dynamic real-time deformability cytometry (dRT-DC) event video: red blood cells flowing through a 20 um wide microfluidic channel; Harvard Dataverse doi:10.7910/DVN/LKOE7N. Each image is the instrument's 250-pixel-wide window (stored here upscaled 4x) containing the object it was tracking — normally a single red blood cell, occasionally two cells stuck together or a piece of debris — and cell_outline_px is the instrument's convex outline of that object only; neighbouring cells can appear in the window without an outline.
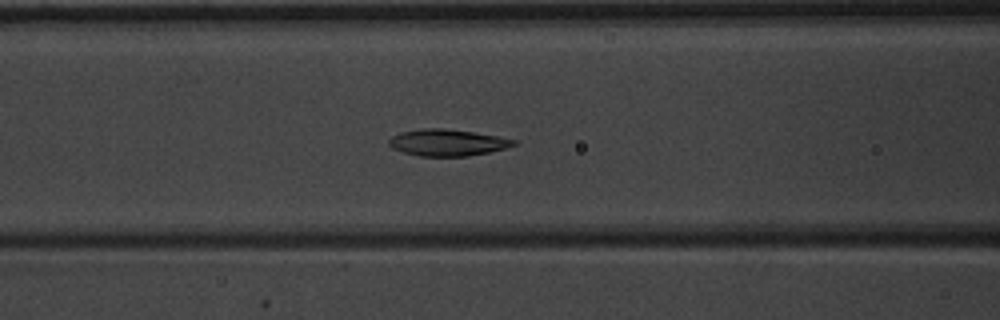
{"species": "common noctule bat (a hibernating species)", "species_latin": "Nyctalus noctula", "temperature_condition": "warm", "stored_images_in_passage": 52, "camera_frame_rate_fps": 3000, "um_per_image_px": 0.085, "animal": {"sex": "male", "body_mass_g": 20.1, "forearm_length_mm": 53.5}, "frame": {"image": 1, "passage_image": 22, "time_ms": 7.0, "image_size_px": [1000, 320], "cell_outline_px": [[516, 144], [504, 148], [488, 152], [468, 156], [420, 156], [404, 152], [392, 148], [388, 144], [388, 140], [392, 136], [400, 132], [424, 128], [444, 128], [472, 132], [496, 136], [516, 140]], "centroid_in_image_um": [37.98, 12.11], "position_along_channel_um": 128.6, "area_um2": 19.13}}
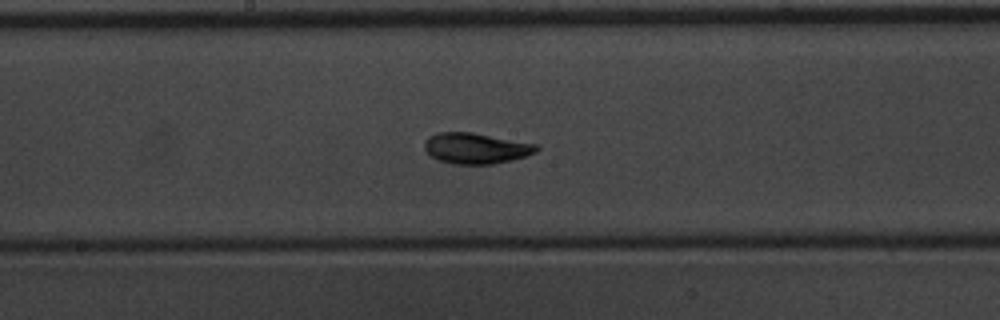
{"frame": {"image": 2, "passage_image": 28, "time_ms": 9.0, "image_size_px": [1000, 320], "cell_outline_px": [[540, 148], [536, 152], [524, 156], [492, 164], [452, 164], [440, 160], [432, 156], [424, 148], [424, 140], [428, 136], [436, 132], [472, 132], [536, 144]], "centroid_in_image_um": [40.41, 12.59], "position_along_channel_um": 207.8, "area_um2": 19.94}}
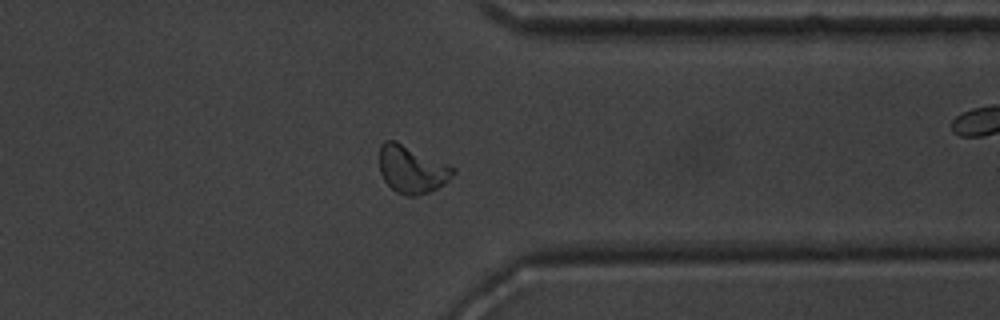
{"frame": {"image": 3, "passage_image": 41, "time_ms": 13.333, "image_size_px": [1000, 320], "cell_outline_px": [[456, 172], [444, 184], [428, 192], [416, 196], [408, 196], [396, 192], [384, 180], [380, 172], [380, 144], [384, 140], [396, 140], [452, 164], [456, 168]], "centroid_in_image_um": [35.04, 14.36], "position_along_channel_um": 376.4, "area_um2": 20.81}, "authors_computed_cell_mechanics": {"area_um2": 19.7965, "velocity_mm_per_s": 3.9571, "shape_relaxation_time_tau1_ms": 3.2077, "shape_relaxation_time_tau2_ms": 2.1401, "deformation_change_tau1": 0.1401, "deformation_change_tau2": 0.0571}}